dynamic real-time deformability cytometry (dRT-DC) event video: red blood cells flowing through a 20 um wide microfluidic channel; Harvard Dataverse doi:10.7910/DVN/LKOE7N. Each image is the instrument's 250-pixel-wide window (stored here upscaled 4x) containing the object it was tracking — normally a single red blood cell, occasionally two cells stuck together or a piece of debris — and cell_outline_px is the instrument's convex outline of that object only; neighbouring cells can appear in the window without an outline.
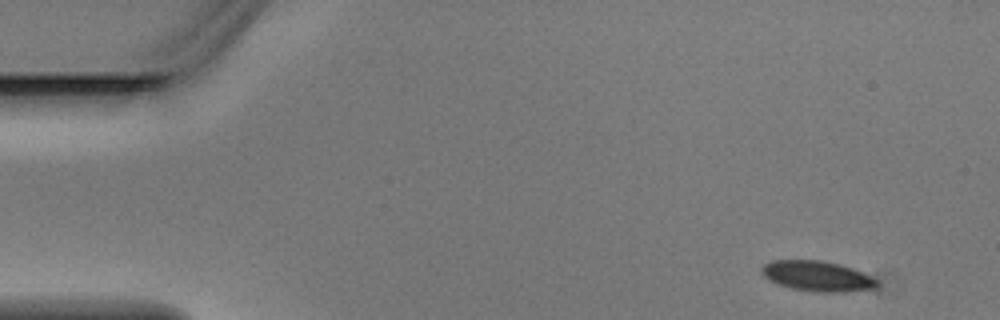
{"species": "Egyptian fruit bat (a non-hibernating species)", "species_latin": "Rousettus aegyptiacus", "temperature_condition": "warm", "stored_images_in_passage": 3, "camera_frame_rate_fps": 3000, "um_per_image_px": 0.085, "animal": {"sex": "male"}, "frame": {"image": 1, "passage_image": 1, "time_ms": 0.0, "image_size_px": [1000, 320], "cell_outline_px": [[880, 288], [844, 292], [816, 292], [792, 288], [768, 280], [760, 272], [760, 268], [764, 264], [772, 260], [820, 260], [840, 264], [852, 268], [880, 280]], "centroid_in_image_um": [69.51, 23.47], "position_along_channel_um": 15.5, "area_um2": 20.63}}
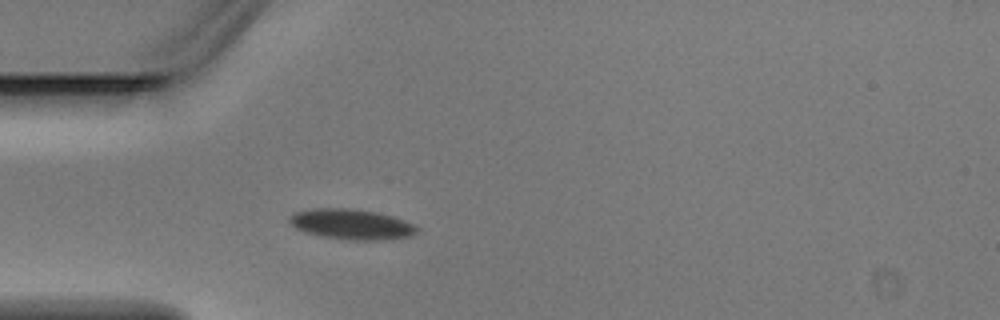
{"frame": {"image": 2, "passage_image": 3, "time_ms": 0.667, "image_size_px": [1000, 320], "cell_outline_px": [[420, 232], [412, 236], [384, 240], [352, 240], [320, 236], [304, 232], [296, 228], [288, 220], [288, 216], [292, 212], [312, 208], [352, 208], [376, 212], [392, 216], [404, 220], [420, 228]], "centroid_in_image_um": [29.87, 19.06], "position_along_channel_um": 55.1, "area_um2": 22.89}}